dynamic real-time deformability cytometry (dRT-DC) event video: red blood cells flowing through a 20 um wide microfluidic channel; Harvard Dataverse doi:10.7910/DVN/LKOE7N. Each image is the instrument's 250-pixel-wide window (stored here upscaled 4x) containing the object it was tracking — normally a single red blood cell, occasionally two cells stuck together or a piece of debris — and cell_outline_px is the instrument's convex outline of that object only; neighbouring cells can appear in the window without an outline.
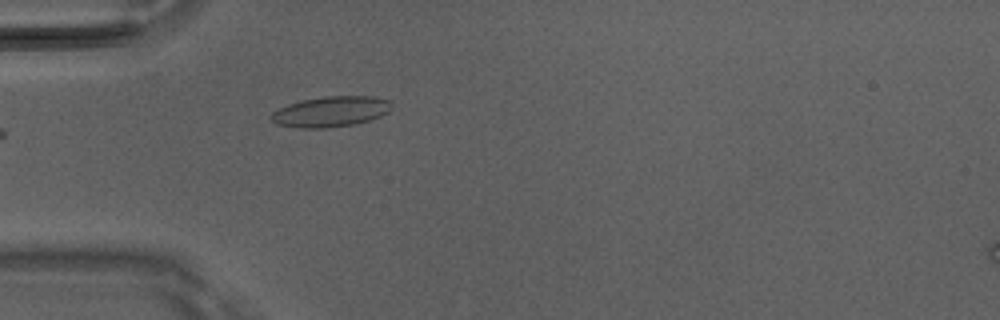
{"species": "Egyptian fruit bat (a non-hibernating species)", "species_latin": "Rousettus aegyptiacus", "temperature_condition": "room temperature", "stored_images_in_passage": 5, "camera_frame_rate_fps": 3000, "um_per_image_px": 0.085, "animal": {"sex": "male"}, "frame": {"image": 1, "passage_image": 5, "time_ms": 1.333, "image_size_px": [1000, 320], "cell_outline_px": [[392, 104], [388, 112], [380, 116], [356, 124], [328, 128], [300, 128], [276, 124], [268, 116], [272, 112], [288, 104], [304, 100], [324, 96], [376, 96], [388, 100]], "centroid_in_image_um": [28.11, 9.49], "position_along_channel_um": 56.9, "area_um2": 21.44}}